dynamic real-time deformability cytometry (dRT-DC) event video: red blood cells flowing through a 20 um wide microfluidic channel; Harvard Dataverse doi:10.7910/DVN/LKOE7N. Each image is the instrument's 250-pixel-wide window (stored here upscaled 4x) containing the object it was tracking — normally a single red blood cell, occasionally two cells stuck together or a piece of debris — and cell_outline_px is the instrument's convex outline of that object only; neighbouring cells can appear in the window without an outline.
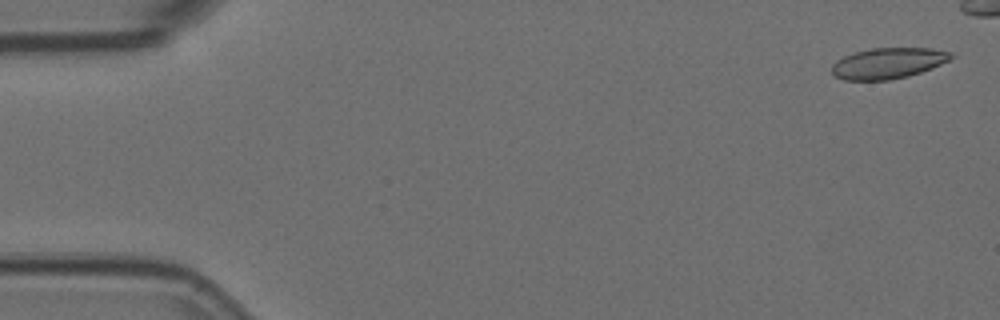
{"species": "Egyptian fruit bat (a non-hibernating species)", "species_latin": "Rousettus aegyptiacus", "temperature_condition": "room temperature", "stored_images_in_passage": 47, "camera_frame_rate_fps": 3000, "um_per_image_px": 0.085, "animal": {"sex": "female"}, "frame": {"image": 1, "passage_image": 2, "time_ms": 0.333, "image_size_px": [1000, 320], "cell_outline_px": [[956, 56], [932, 68], [908, 76], [888, 80], [844, 80], [836, 76], [832, 72], [832, 64], [836, 60], [844, 56], [856, 52], [872, 48], [928, 48], [956, 52]], "centroid_in_image_um": [75.52, 5.36], "position_along_channel_um": 9.5, "area_um2": 21.44}}
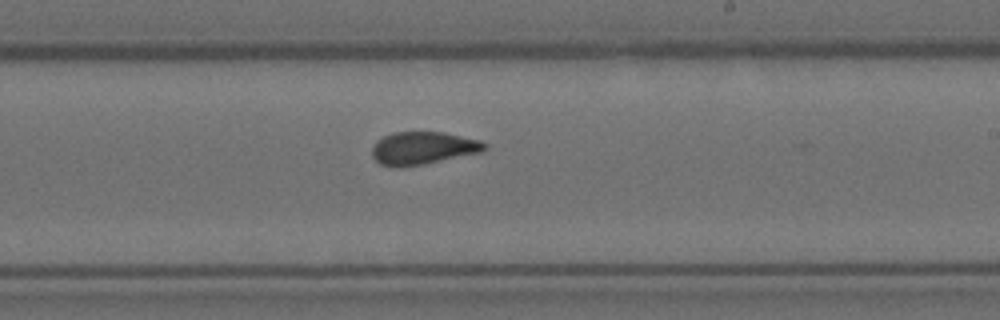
{"frame": {"image": 2, "passage_image": 32, "time_ms": 10.333, "image_size_px": [1000, 320], "cell_outline_px": [[488, 144], [480, 152], [424, 164], [380, 164], [372, 156], [372, 148], [376, 140], [392, 132], [444, 132], [480, 140]], "centroid_in_image_um": [35.97, 12.54], "position_along_channel_um": 253.0, "area_um2": 20.81}}
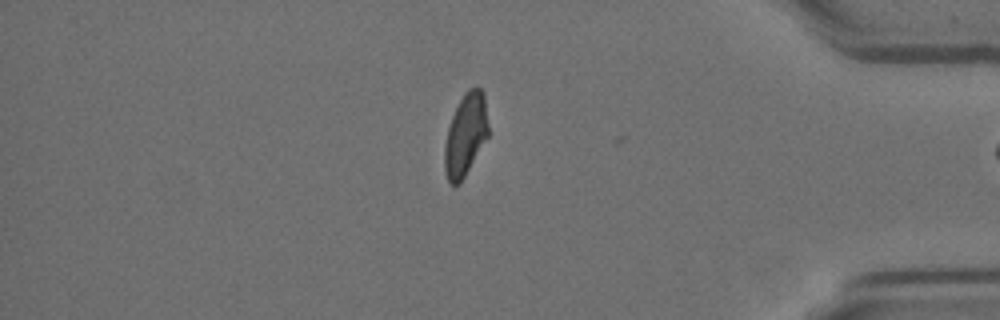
{"frame": {"image": 3, "passage_image": 46, "time_ms": 15.0, "image_size_px": [1000, 320], "cell_outline_px": [[488, 136], [460, 184], [448, 184], [444, 168], [444, 148], [448, 128], [452, 116], [464, 92], [468, 88], [476, 84], [484, 92], [488, 124]], "centroid_in_image_um": [39.57, 11.43], "position_along_channel_um": 395.6, "area_um2": 21.1}, "authors_computed_cell_mechanics": {"area_um2": 21.7906, "velocity_mm_per_s": 3.7501, "shape_relaxation_time_tau1_ms": 7.3647, "shape_relaxation_time_tau2_ms": 1.262, "deformation_change_tau1": 0.1765, "deformation_change_tau2": 0.0533}}